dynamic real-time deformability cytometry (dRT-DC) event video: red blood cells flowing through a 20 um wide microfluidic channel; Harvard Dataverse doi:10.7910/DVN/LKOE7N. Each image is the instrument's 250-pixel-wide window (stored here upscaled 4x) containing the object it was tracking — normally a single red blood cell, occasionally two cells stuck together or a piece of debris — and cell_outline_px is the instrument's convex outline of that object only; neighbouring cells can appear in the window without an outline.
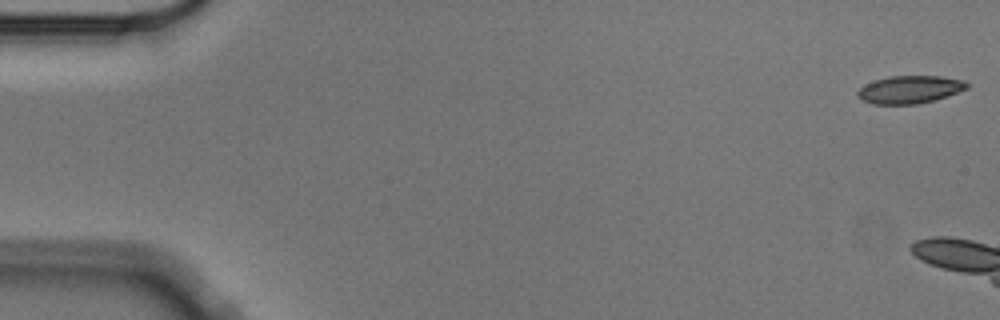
{"species": "Egyptian fruit bat (a non-hibernating species)", "species_latin": "Rousettus aegyptiacus", "temperature_condition": "cold", "stored_images_in_passage": 3, "camera_frame_rate_fps": 3000, "um_per_image_px": 0.085, "animal": {"sex": "male"}, "frame": {"image": 1, "passage_image": 1, "time_ms": 0.0, "image_size_px": [1000, 320], "cell_outline_px": [[968, 88], [932, 100], [916, 104], [872, 104], [860, 100], [856, 96], [856, 92], [864, 84], [888, 76], [940, 76], [964, 80], [968, 84]], "centroid_in_image_um": [77.26, 7.6], "position_along_channel_um": 7.7, "area_um2": 17.57}}